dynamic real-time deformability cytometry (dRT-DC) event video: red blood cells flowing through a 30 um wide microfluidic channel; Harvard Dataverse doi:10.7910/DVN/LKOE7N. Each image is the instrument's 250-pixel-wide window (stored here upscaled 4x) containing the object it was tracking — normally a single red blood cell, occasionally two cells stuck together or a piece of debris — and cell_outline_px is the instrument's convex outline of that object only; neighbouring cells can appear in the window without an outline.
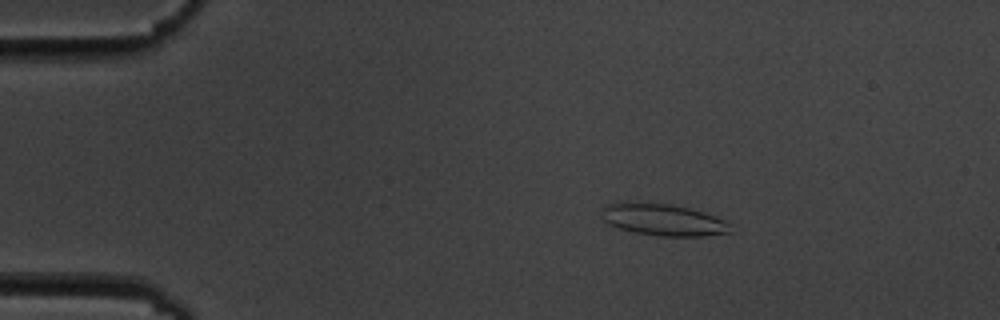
{"species": "common noctule bat (a hibernating species)", "species_latin": "Nyctalus noctula", "temperature_condition": "cold", "stored_images_in_passage": 4, "camera_frame_rate_fps": 3000, "um_per_image_px": 0.085, "animal": {"sex": "male", "body_mass_g": 19.5, "forearm_length_mm": 54.6}, "frame": {"image": 1, "passage_image": 2, "time_ms": 1.333, "image_size_px": [1000, 320], "cell_outline_px": [[732, 232], [704, 236], [660, 236], [636, 232], [620, 228], [608, 224], [600, 216], [600, 212], [608, 204], [616, 200], [668, 204], [688, 208], [704, 212], [716, 216], [724, 220], [728, 224]], "centroid_in_image_um": [56.31, 18.66], "position_along_channel_um": 28.7, "area_um2": 24.04}}